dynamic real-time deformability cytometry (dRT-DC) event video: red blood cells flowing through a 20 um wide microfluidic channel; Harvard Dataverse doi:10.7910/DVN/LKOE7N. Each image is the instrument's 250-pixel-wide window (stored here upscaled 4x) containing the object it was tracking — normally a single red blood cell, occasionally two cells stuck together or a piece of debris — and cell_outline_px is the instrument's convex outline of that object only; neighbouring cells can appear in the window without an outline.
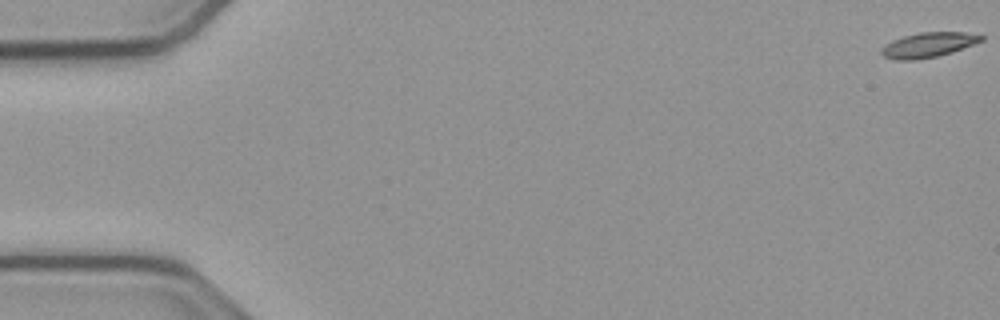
{"species": "common noctule bat (a hibernating species)", "species_latin": "Nyctalus noctula", "temperature_condition": "cold", "stored_images_in_passage": 55, "camera_frame_rate_fps": 3000, "um_per_image_px": 0.085, "animal": {"sex": "male", "body_mass_g": 23.1, "forearm_length_mm": 52.7}, "frame": {"image": 1, "passage_image": 1, "time_ms": 0.0, "image_size_px": [1000, 320], "cell_outline_px": [[984, 40], [952, 52], [936, 56], [916, 60], [896, 60], [884, 56], [880, 52], [880, 48], [884, 44], [892, 40], [904, 36], [920, 32], [964, 32], [984, 36]], "centroid_in_image_um": [78.87, 3.81], "position_along_channel_um": 6.1, "area_um2": 14.45}}
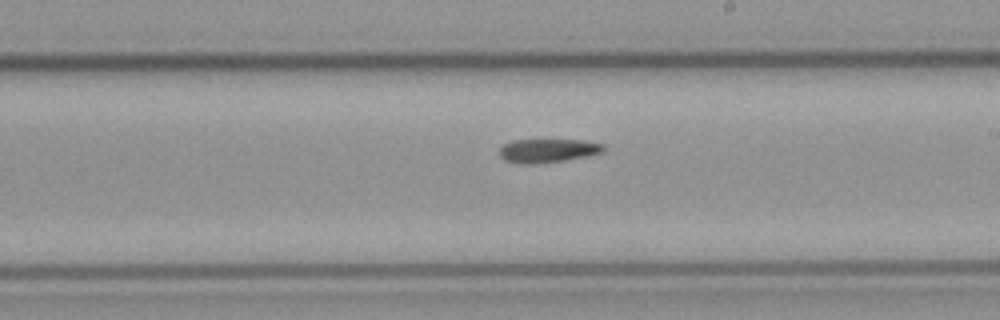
{"frame": {"image": 2, "passage_image": 32, "time_ms": 10.333, "image_size_px": [1000, 320], "cell_outline_px": [[604, 152], [564, 160], [532, 164], [528, 164], [504, 160], [500, 156], [500, 148], [504, 144], [512, 140], [584, 140], [604, 144]], "centroid_in_image_um": [46.57, 12.79], "position_along_channel_um": 242.4, "area_um2": 14.16}}
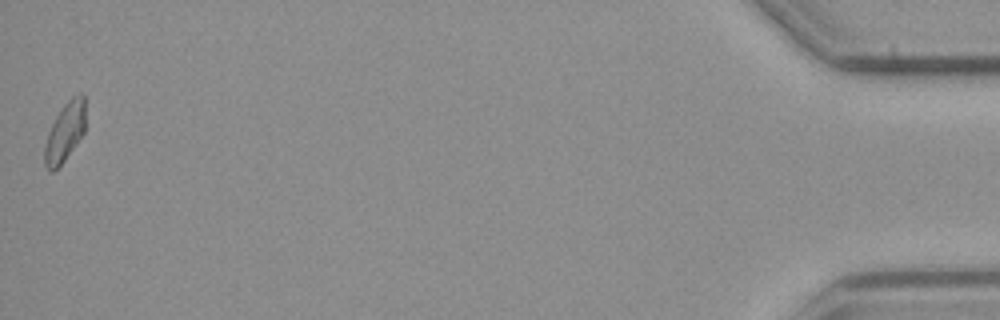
{"frame": {"image": 3, "passage_image": 55, "time_ms": 18.0, "image_size_px": [1000, 320], "cell_outline_px": [[84, 132], [64, 160], [52, 172], [48, 172], [44, 164], [44, 148], [48, 132], [56, 116], [64, 104], [72, 96], [80, 92], [84, 92]], "centroid_in_image_um": [5.5, 11.21], "position_along_channel_um": 429.7, "area_um2": 13.87}, "authors_computed_cell_mechanics": {"area_um2": 14.5078, "velocity_mm_per_s": 3.7824, "shape_relaxation_time_tau1_ms": 6.9162, "shape_relaxation_time_tau2_ms": null, "deformation_change_tau1": 0.1476, "deformation_change_tau2": null}}